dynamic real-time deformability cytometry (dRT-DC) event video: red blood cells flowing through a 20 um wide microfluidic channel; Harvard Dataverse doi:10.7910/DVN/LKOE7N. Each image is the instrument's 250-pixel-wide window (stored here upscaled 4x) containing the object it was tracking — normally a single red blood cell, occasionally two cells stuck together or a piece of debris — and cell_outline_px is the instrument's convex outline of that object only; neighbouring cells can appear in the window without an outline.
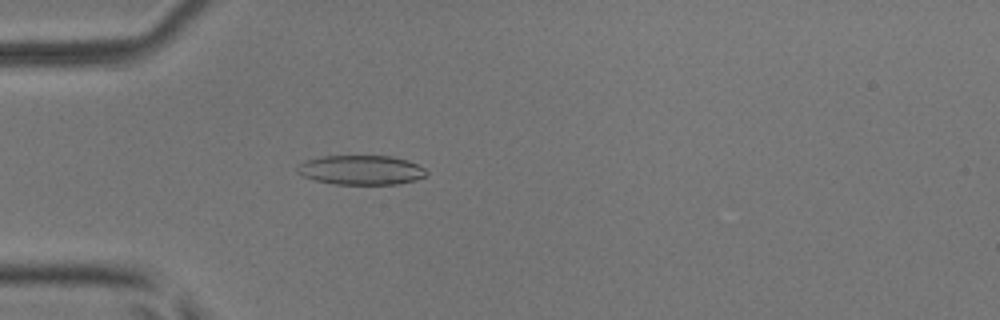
{"species": "common noctule bat (a hibernating species)", "species_latin": "Nyctalus noctula", "temperature_condition": "room temperature", "stored_images_in_passage": 52, "camera_frame_rate_fps": 3000, "um_per_image_px": 0.085, "animal": {"sex": "male", "body_mass_g": 17.9, "forearm_length_mm": 54.2}, "frame": {"image": 1, "passage_image": 15, "time_ms": 4.667, "image_size_px": [1000, 320], "cell_outline_px": [[428, 176], [416, 180], [396, 184], [336, 184], [316, 180], [304, 176], [296, 172], [296, 168], [304, 160], [320, 156], [392, 156], [408, 160], [424, 168], [428, 172]], "centroid_in_image_um": [30.71, 14.44], "position_along_channel_um": 54.3, "area_um2": 22.25}}
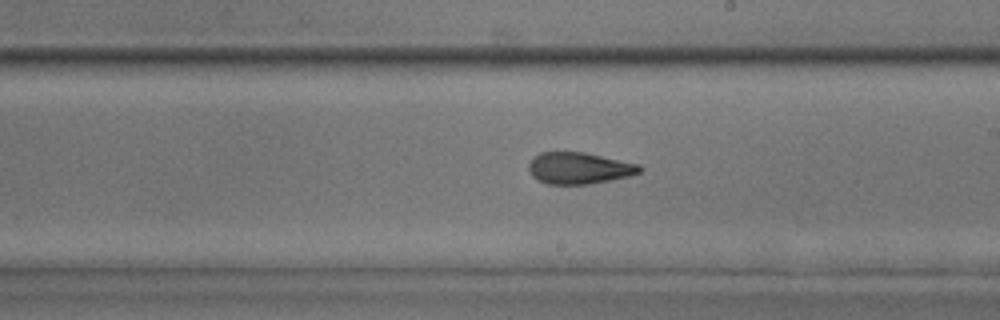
{"frame": {"image": 2, "passage_image": 30, "time_ms": 9.667, "image_size_px": [1000, 320], "cell_outline_px": [[644, 168], [640, 172], [628, 176], [588, 184], [548, 184], [532, 176], [528, 168], [528, 164], [540, 152], [584, 152], [640, 164]], "centroid_in_image_um": [49.24, 14.28], "position_along_channel_um": 239.8, "area_um2": 20.23}}
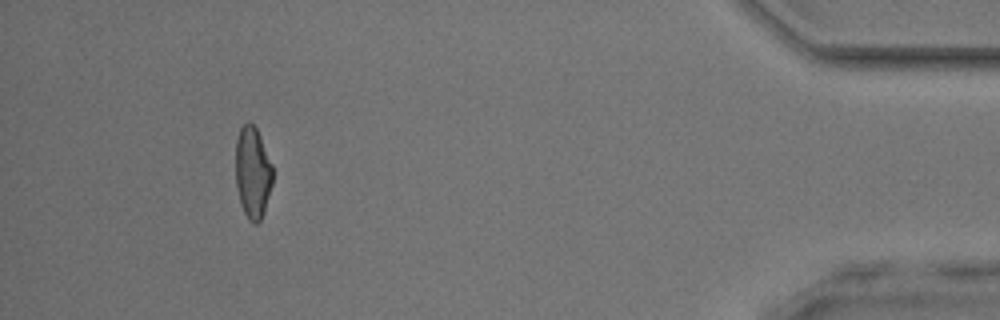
{"frame": {"image": 3, "passage_image": 48, "time_ms": 15.667, "image_size_px": [1000, 320], "cell_outline_px": [[272, 184], [264, 212], [260, 220], [256, 224], [248, 220], [240, 204], [236, 188], [236, 140], [240, 128], [248, 120], [256, 128], [260, 136], [272, 164]], "centroid_in_image_um": [21.47, 14.67], "position_along_channel_um": 413.7, "area_um2": 19.83}, "authors_computed_cell_mechanics": {"area_um2": 20.9814, "velocity_mm_per_s": 3.9168, "shape_relaxation_time_tau1_ms": 6.7685, "shape_relaxation_time_tau2_ms": 1.5637, "deformation_change_tau1": 0.1898, "deformation_change_tau2": 0.0983}}